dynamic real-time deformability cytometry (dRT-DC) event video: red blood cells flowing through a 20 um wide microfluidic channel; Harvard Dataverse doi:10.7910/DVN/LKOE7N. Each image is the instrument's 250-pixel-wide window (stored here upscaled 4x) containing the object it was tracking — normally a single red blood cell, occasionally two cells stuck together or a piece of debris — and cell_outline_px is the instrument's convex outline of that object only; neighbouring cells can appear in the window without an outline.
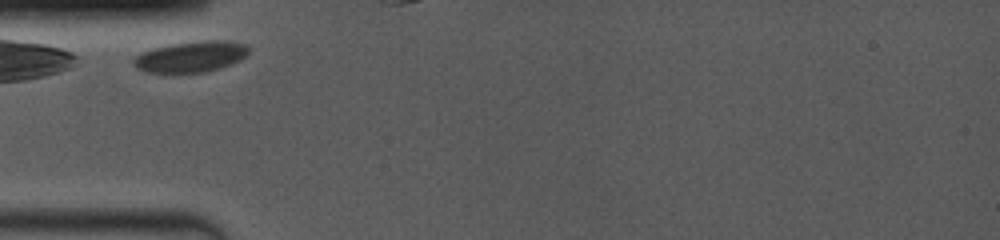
{"species": "common noctule bat (a hibernating species)", "species_latin": "Nyctalus noctula", "temperature_condition": "room temperature", "stored_images_in_passage": 3, "camera_frame_rate_fps": 4000, "um_per_image_px": 0.085, "animal": {"sex": "female", "body_mass_g": 19.0, "forearm_length_mm": 53.3}, "frame": {"image": 1, "passage_image": 1, "time_ms": 0.0, "image_size_px": [1000, 240], "cell_outline_px": [[248, 52], [240, 60], [232, 64], [220, 68], [204, 72], [144, 72], [136, 68], [132, 64], [132, 60], [136, 56], [144, 52], [168, 44], [208, 40], [244, 44], [248, 48]], "centroid_in_image_um": [16.18, 4.83], "position_along_channel_um": 68.8, "area_um2": 20.29}}